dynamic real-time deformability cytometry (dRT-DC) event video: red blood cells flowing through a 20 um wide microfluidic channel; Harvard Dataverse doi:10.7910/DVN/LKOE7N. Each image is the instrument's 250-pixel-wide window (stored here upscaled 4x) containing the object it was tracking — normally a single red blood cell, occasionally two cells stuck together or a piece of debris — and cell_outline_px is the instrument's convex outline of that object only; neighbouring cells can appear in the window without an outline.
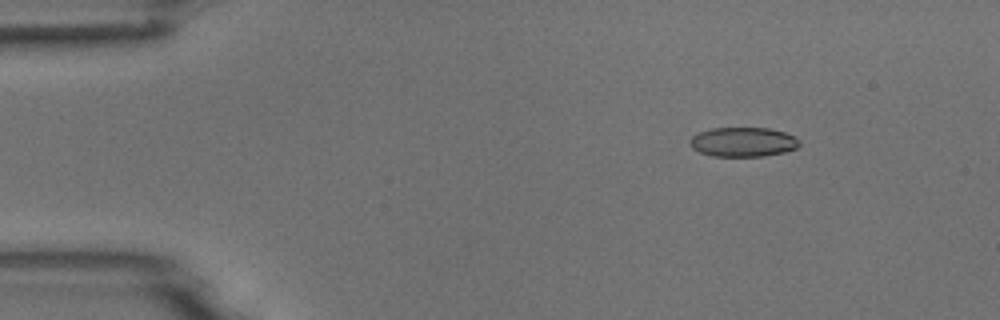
{"species": "common noctule bat (a hibernating species)", "species_latin": "Nyctalus noctula", "temperature_condition": "room temperature", "stored_images_in_passage": 5, "camera_frame_rate_fps": 3000, "um_per_image_px": 0.085, "animal": {"sex": "male", "body_mass_g": 18.8}, "frame": {"image": 1, "passage_image": 2, "time_ms": 1.333, "image_size_px": [1000, 320], "cell_outline_px": [[800, 144], [796, 148], [784, 152], [764, 156], [712, 156], [700, 152], [692, 148], [688, 144], [688, 140], [692, 136], [700, 132], [712, 128], [768, 128], [784, 132], [796, 136], [800, 140]], "centroid_in_image_um": [63.16, 12.07], "position_along_channel_um": 21.8, "area_um2": 18.9}}
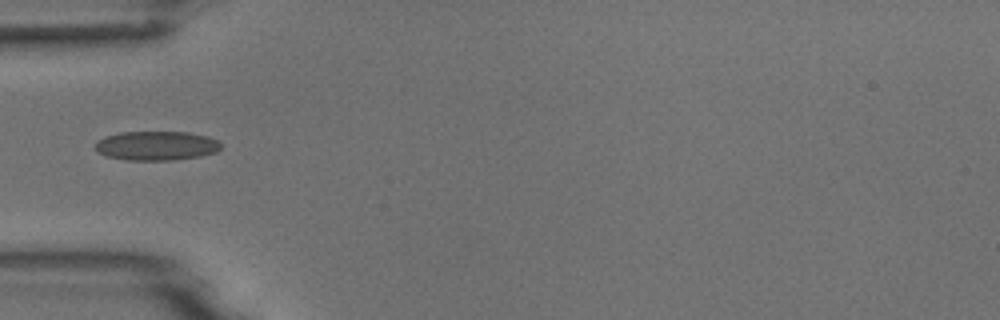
{"frame": {"image": 2, "passage_image": 5, "time_ms": 4.667, "image_size_px": [1000, 320], "cell_outline_px": [[220, 148], [216, 152], [200, 156], [172, 160], [124, 160], [108, 156], [96, 152], [92, 148], [96, 140], [104, 136], [120, 132], [188, 132], [208, 136], [216, 140], [220, 144]], "centroid_in_image_um": [13.22, 12.38], "position_along_channel_um": 71.8, "area_um2": 21.62}}